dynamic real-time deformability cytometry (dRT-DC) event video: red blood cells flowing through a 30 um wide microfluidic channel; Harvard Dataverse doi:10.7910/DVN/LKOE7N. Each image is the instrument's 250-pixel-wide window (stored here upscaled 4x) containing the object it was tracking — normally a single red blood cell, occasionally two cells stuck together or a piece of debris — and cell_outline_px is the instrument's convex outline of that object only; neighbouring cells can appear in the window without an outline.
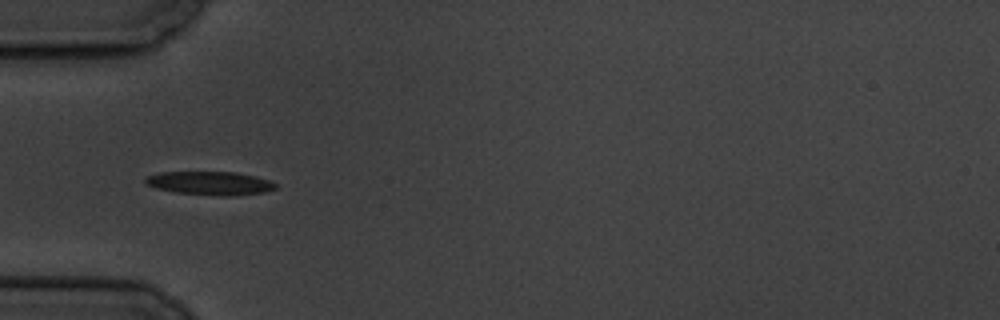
{"species": "common noctule bat (a hibernating species)", "species_latin": "Nyctalus noctula", "temperature_condition": "cold", "stored_images_in_passage": 2, "camera_frame_rate_fps": 3000, "um_per_image_px": 0.085, "animal": {"sex": "male", "body_mass_g": 19.5, "forearm_length_mm": 54.6}, "frame": {"image": 1, "passage_image": 2, "time_ms": 1.0, "image_size_px": [1000, 320], "cell_outline_px": [[276, 188], [264, 192], [232, 196], [220, 196], [176, 192], [156, 188], [144, 184], [144, 180], [148, 176], [160, 172], [236, 172], [256, 176], [268, 180], [276, 184]], "centroid_in_image_um": [17.84, 15.57], "position_along_channel_um": 67.2, "area_um2": 17.8}}